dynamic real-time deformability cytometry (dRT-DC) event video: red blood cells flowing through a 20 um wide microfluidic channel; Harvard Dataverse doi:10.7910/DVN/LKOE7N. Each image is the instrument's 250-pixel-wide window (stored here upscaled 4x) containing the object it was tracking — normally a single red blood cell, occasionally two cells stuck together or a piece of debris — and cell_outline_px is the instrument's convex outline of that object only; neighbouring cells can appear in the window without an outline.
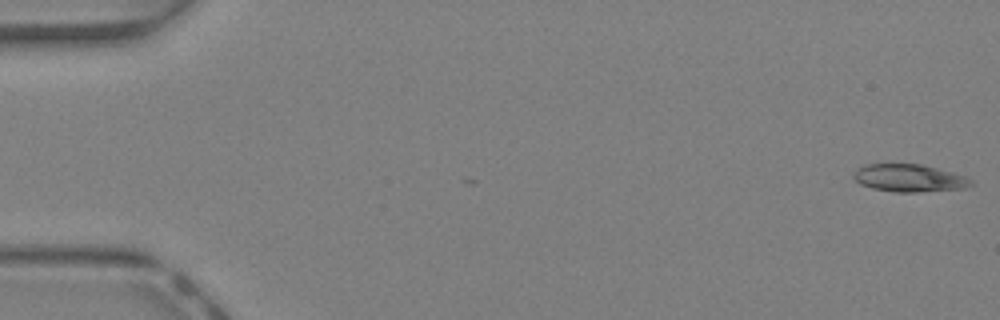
{"species": "Egyptian fruit bat (a non-hibernating species)", "species_latin": "Rousettus aegyptiacus", "temperature_condition": "warm", "stored_images_in_passage": 44, "segment_of_instrument_passage": [1, 2], "camera_frame_rate_fps": 3000, "um_per_image_px": 0.085, "animal": {"sex": "female"}, "frame": {"image": 1, "passage_image": 1, "time_ms": 0.0, "image_size_px": [1000, 320], "cell_outline_px": [[972, 184], [964, 188], [916, 192], [896, 192], [872, 188], [860, 184], [852, 176], [864, 164], [920, 164], [952, 172], [964, 176], [972, 180]], "centroid_in_image_um": [77.27, 15.13], "position_along_channel_um": 7.7, "area_um2": 18.55}}
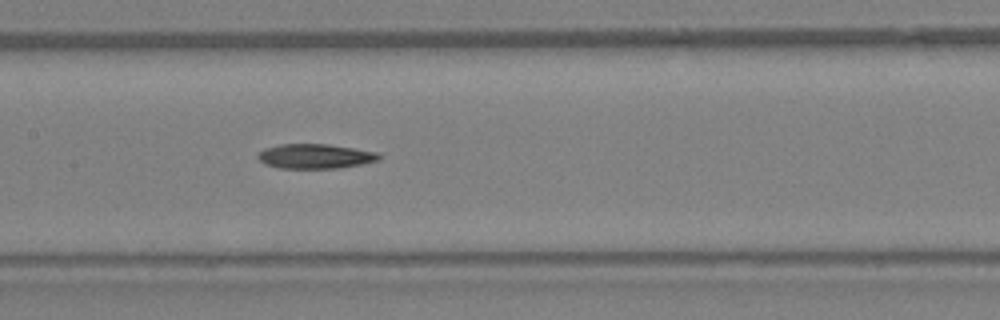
{"frame": {"image": 2, "passage_image": 22, "time_ms": 7.0, "image_size_px": [1000, 320], "cell_outline_px": [[384, 156], [376, 160], [360, 164], [340, 168], [280, 168], [268, 164], [260, 160], [256, 156], [264, 148], [280, 144], [328, 144], [376, 152]], "centroid_in_image_um": [26.79, 13.27], "position_along_channel_um": 180.6, "area_um2": 17.17}}
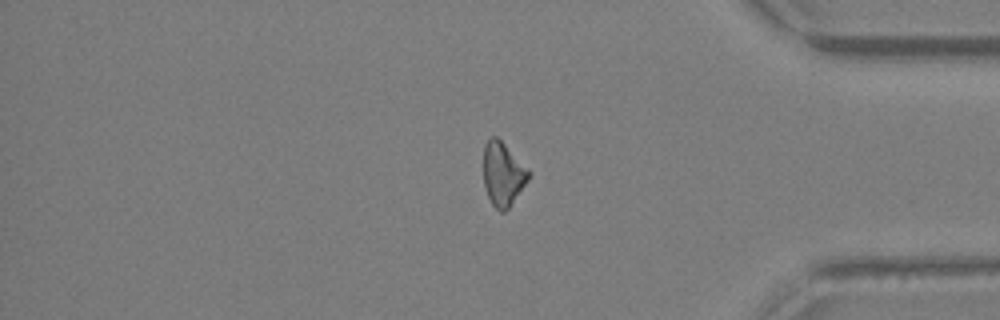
{"frame": {"image": 3, "passage_image": 37, "time_ms": 12.0, "image_size_px": [1000, 320], "cell_outline_px": [[532, 172], [528, 180], [508, 208], [504, 212], [500, 212], [492, 204], [488, 196], [484, 184], [484, 144], [492, 136], [496, 136]], "centroid_in_image_um": [42.75, 14.79], "position_along_channel_um": 392.4, "area_um2": 16.53}}